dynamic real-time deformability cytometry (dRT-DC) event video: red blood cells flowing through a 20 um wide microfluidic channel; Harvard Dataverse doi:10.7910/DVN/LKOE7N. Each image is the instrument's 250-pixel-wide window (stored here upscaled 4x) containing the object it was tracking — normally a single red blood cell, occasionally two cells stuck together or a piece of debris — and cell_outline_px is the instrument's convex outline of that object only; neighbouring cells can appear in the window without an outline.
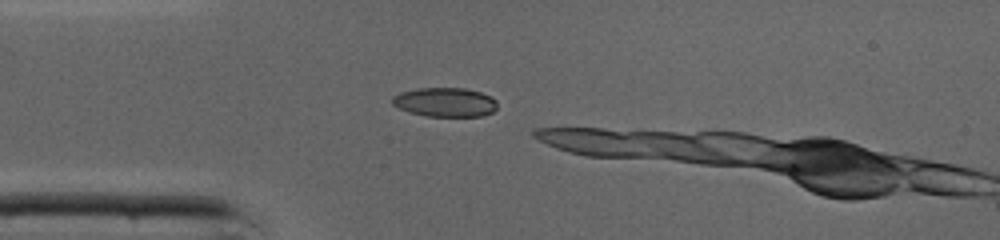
{"species": "common noctule bat (a hibernating species)", "species_latin": "Nyctalus noctula", "temperature_condition": "cold", "stored_images_in_passage": 5, "camera_frame_rate_fps": 3000, "um_per_image_px": 0.085, "animal": {"sex": "male", "body_mass_g": 19.0, "forearm_length_mm": 50.8}, "frame": {"image": 1, "passage_image": 1, "time_ms": 0.0, "image_size_px": [1000, 240], "cell_outline_px": [[496, 108], [492, 112], [480, 116], [428, 116], [408, 112], [392, 104], [392, 96], [400, 92], [420, 88], [464, 88], [480, 92], [492, 96], [496, 100]], "centroid_in_image_um": [37.83, 8.68], "position_along_channel_um": 47.2, "area_um2": 17.8}}
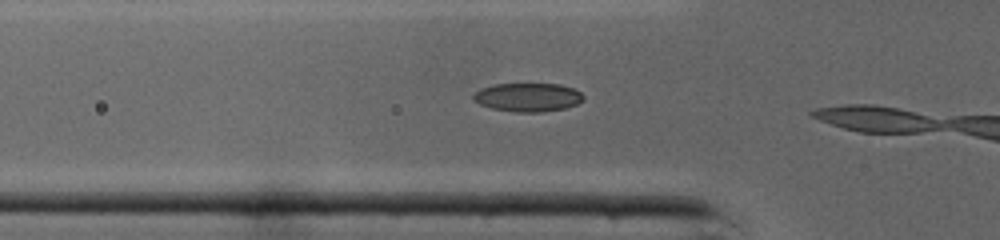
{"frame": {"image": 2, "passage_image": 4, "time_ms": 1.0, "image_size_px": [1000, 240], "cell_outline_px": [[584, 100], [576, 104], [564, 108], [544, 112], [516, 112], [492, 108], [480, 104], [472, 100], [472, 96], [480, 88], [496, 84], [560, 84], [572, 88], [580, 92], [584, 96]], "centroid_in_image_um": [44.86, 8.27], "position_along_channel_um": 80.9, "area_um2": 18.32}}